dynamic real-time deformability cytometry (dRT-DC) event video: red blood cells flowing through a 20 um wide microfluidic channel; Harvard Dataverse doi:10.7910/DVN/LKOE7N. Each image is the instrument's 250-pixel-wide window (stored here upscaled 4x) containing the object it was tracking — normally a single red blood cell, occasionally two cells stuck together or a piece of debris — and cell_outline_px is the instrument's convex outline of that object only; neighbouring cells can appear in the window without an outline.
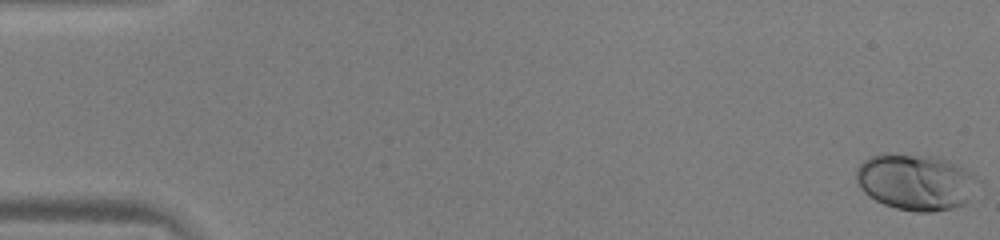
{"species": "human", "species_latin": "Homo sapiens", "temperature_condition": "warm", "stored_images_in_passage": 52, "camera_frame_rate_fps": 3000, "um_per_image_px": 0.085, "donor": {"sex": "male"}, "frame": {"image": 1, "passage_image": 1, "time_ms": 0.0, "image_size_px": [1000, 240], "cell_outline_px": [[980, 180], [964, 204], [952, 208], [932, 212], [916, 212], [896, 208], [884, 204], [868, 196], [860, 188], [856, 180], [856, 168], [868, 156], [880, 152], [888, 152], [932, 156], [948, 160], [964, 168], [976, 176]], "centroid_in_image_um": [77.79, 15.44], "position_along_channel_um": 7.2, "area_um2": 40.23}}
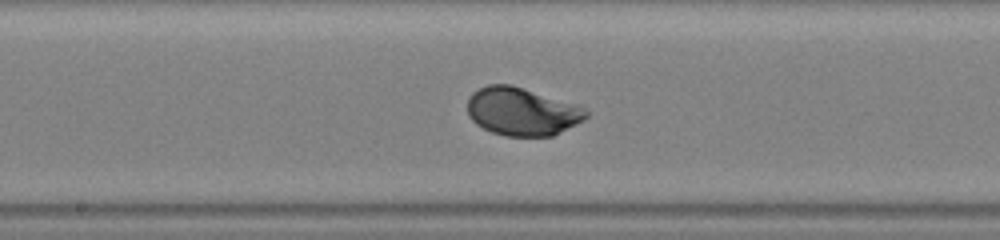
{"frame": {"image": 2, "passage_image": 28, "time_ms": 9.0, "image_size_px": [1000, 240], "cell_outline_px": [[592, 112], [584, 120], [552, 136], [504, 136], [492, 132], [476, 124], [468, 116], [468, 96], [472, 92], [488, 84], [512, 84], [580, 104], [588, 108]], "centroid_in_image_um": [44.42, 9.46], "position_along_channel_um": 203.8, "area_um2": 33.87}}
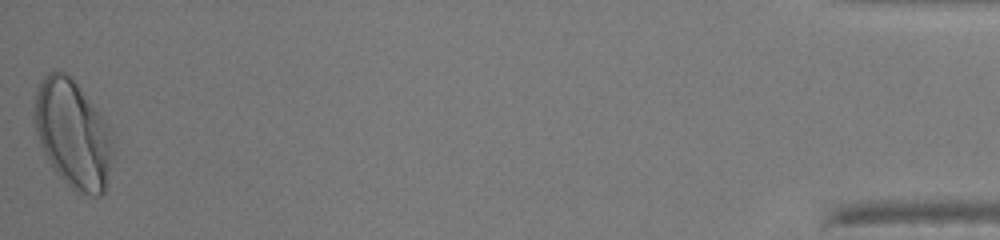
{"frame": {"image": 3, "passage_image": 52, "time_ms": 17.0, "image_size_px": [1000, 240], "cell_outline_px": [[112, 152], [104, 192], [100, 196], [92, 196], [76, 192], [56, 172], [48, 160], [40, 144], [36, 132], [32, 116], [36, 88], [44, 76], [52, 68], [64, 72], [72, 76], [104, 120], [108, 128], [112, 148]], "centroid_in_image_um": [6.13, 11.34], "position_along_channel_um": 429.1, "area_um2": 49.13}, "authors_computed_cell_mechanics": {"area_um2": 33.4951, "velocity_mm_per_s": 4.0014, "shape_relaxation_time_tau1_ms": 1.9949, "shape_relaxation_time_tau2_ms": null, "deformation_change_tau1": 0.1318, "deformation_change_tau2": null}}